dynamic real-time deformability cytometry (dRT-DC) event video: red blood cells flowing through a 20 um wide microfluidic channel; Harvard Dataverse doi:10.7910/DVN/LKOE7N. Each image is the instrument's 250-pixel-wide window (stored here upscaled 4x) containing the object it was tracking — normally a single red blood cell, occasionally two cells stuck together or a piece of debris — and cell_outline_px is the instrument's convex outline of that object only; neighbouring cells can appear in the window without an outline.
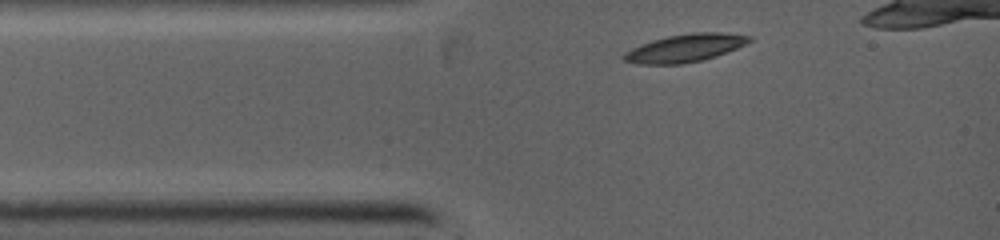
{"species": "common noctule bat (a hibernating species)", "species_latin": "Nyctalus noctula", "temperature_condition": "warm", "stored_images_in_passage": 10, "camera_frame_rate_fps": 5000, "um_per_image_px": 0.085, "animal": {"sex": "female", "body_mass_g": 19.0, "forearm_length_mm": 53.3}, "frame": {"image": 1, "passage_image": 1, "time_ms": 0.0, "image_size_px": [1000, 240], "cell_outline_px": [[752, 40], [736, 48], [700, 60], [680, 64], [636, 64], [624, 60], [620, 56], [624, 52], [640, 44], [652, 40], [668, 36], [692, 32], [720, 32], [752, 36]], "centroid_in_image_um": [58.16, 4.07], "position_along_channel_um": 26.8, "area_um2": 20.11}}
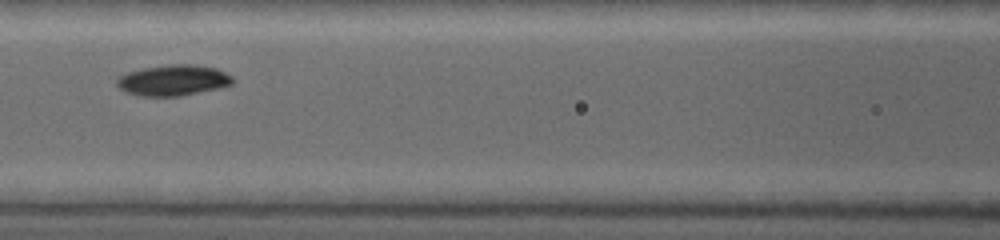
{"frame": {"image": 2, "passage_image": 7, "time_ms": 3.0, "image_size_px": [1000, 240], "cell_outline_px": [[236, 80], [232, 84], [216, 88], [180, 96], [140, 96], [124, 92], [116, 84], [116, 80], [120, 76], [128, 72], [144, 68], [176, 64], [192, 64], [216, 68], [232, 76]], "centroid_in_image_um": [14.71, 6.83], "position_along_channel_um": 151.9, "area_um2": 20.63}}
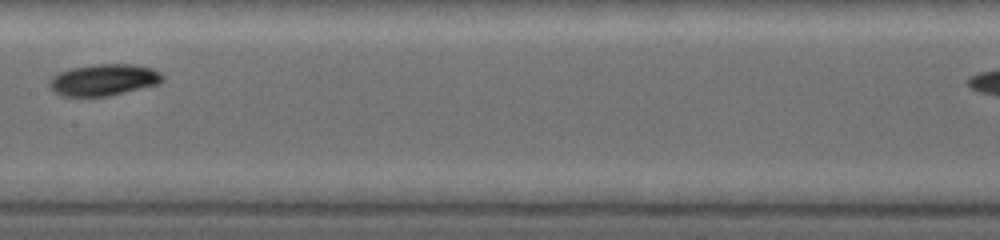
{"frame": {"image": 3, "passage_image": 9, "time_ms": 4.0, "image_size_px": [1000, 240], "cell_outline_px": [[164, 80], [160, 84], [108, 96], [64, 96], [56, 92], [48, 84], [52, 76], [60, 72], [72, 68], [96, 64], [136, 64], [152, 68], [160, 72], [164, 76]], "centroid_in_image_um": [8.88, 6.78], "position_along_channel_um": 198.5, "area_um2": 20.81}}